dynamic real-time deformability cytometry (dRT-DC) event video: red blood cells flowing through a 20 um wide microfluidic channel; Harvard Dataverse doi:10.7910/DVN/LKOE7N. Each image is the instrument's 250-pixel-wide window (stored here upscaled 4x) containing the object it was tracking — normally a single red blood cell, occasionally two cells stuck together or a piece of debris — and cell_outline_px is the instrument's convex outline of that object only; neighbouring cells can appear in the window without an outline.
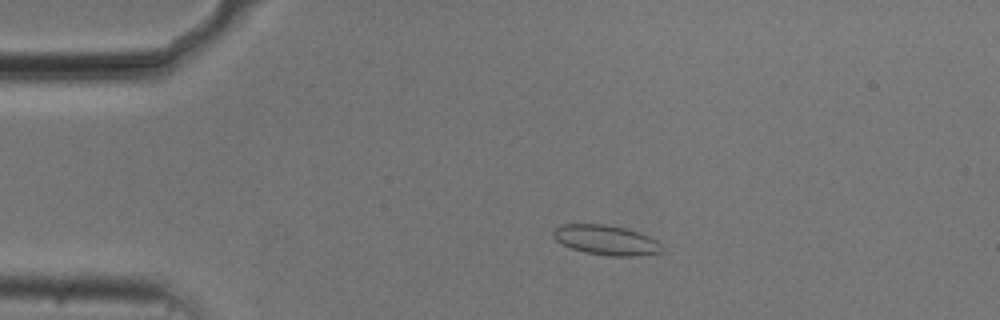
{"species": "common noctule bat (a hibernating species)", "species_latin": "Nyctalus noctula", "temperature_condition": "cold", "stored_images_in_passage": 53, "camera_frame_rate_fps": 3000, "um_per_image_px": 0.085, "animal": {"sex": "male", "body_mass_g": 20.5, "forearm_length_mm": 52.5}, "frame": {"image": 1, "passage_image": 10, "time_ms": 3.0, "image_size_px": [1000, 320], "cell_outline_px": [[664, 252], [640, 256], [608, 256], [584, 252], [572, 248], [556, 240], [552, 236], [552, 232], [560, 224], [604, 224], [624, 228], [648, 236], [656, 240], [664, 248]], "centroid_in_image_um": [51.53, 20.42], "position_along_channel_um": 33.5, "area_um2": 18.9}}
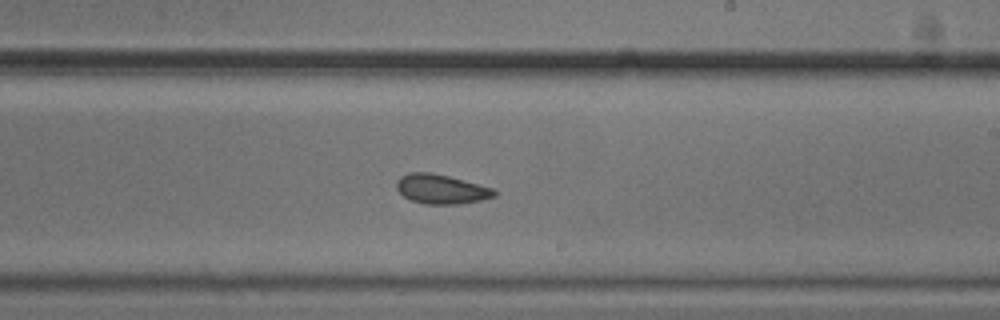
{"frame": {"image": 2, "passage_image": 31, "time_ms": 10.0, "image_size_px": [1000, 320], "cell_outline_px": [[496, 196], [480, 200], [460, 204], [424, 204], [412, 200], [404, 196], [396, 188], [396, 180], [400, 176], [408, 172], [432, 172], [496, 188]], "centroid_in_image_um": [37.51, 16.06], "position_along_channel_um": 251.5, "area_um2": 16.94}}
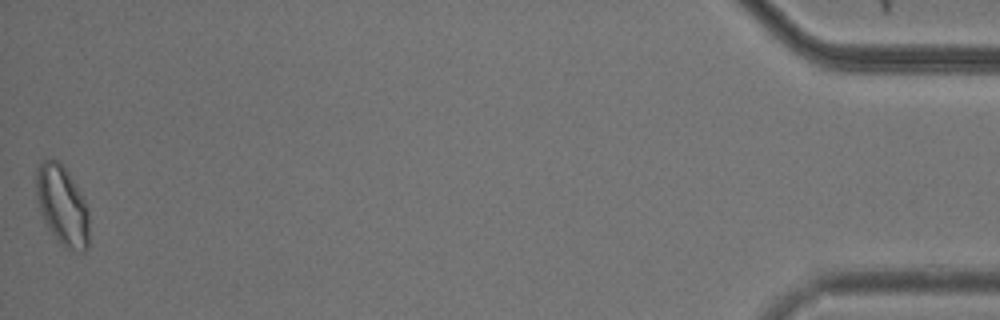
{"frame": {"image": 3, "passage_image": 53, "time_ms": 17.333, "image_size_px": [1000, 320], "cell_outline_px": [[88, 248], [84, 252], [80, 252], [64, 248], [60, 244], [48, 228], [40, 212], [36, 196], [36, 168], [44, 160], [56, 160], [68, 172], [80, 192], [88, 208]], "centroid_in_image_um": [5.29, 17.51], "position_along_channel_um": 429.9, "area_um2": 24.51}, "authors_computed_cell_mechanics": {"area_um2": 17.8024, "velocity_mm_per_s": 3.7215, "shape_relaxation_time_tau1_ms": null, "shape_relaxation_time_tau2_ms": 3.1969, "deformation_change_tau1": null, "deformation_change_tau2": 0.0736}}